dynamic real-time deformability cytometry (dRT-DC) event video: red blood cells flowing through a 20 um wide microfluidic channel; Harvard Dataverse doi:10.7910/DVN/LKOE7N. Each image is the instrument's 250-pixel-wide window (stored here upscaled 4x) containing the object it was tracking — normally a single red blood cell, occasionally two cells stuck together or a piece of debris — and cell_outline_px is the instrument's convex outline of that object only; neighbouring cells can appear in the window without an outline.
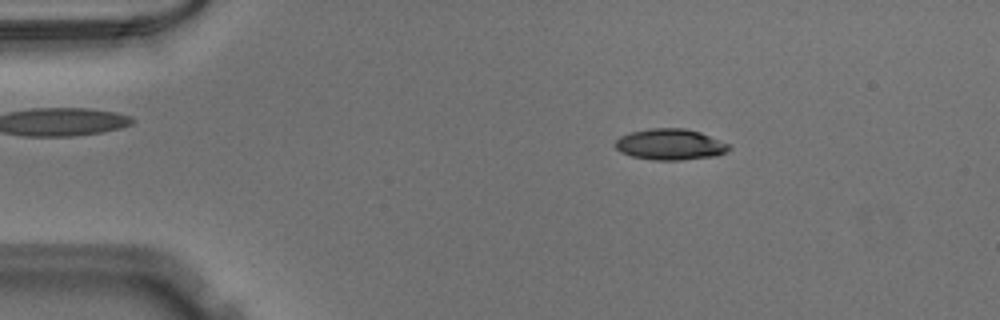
{"species": "Egyptian fruit bat (a non-hibernating species)", "species_latin": "Rousettus aegyptiacus", "temperature_condition": "warm", "stored_images_in_passage": 43, "camera_frame_rate_fps": 3000, "um_per_image_px": 0.085, "animal": {"sex": "male"}, "frame": {"image": 1, "passage_image": 1, "time_ms": 0.0, "image_size_px": [1000, 320], "cell_outline_px": [[732, 148], [728, 152], [716, 156], [680, 160], [652, 160], [632, 156], [620, 152], [612, 144], [620, 136], [632, 132], [648, 128], [684, 128], [700, 132], [732, 144]], "centroid_in_image_um": [57.0, 12.28], "position_along_channel_um": 28.0, "area_um2": 20.92}}
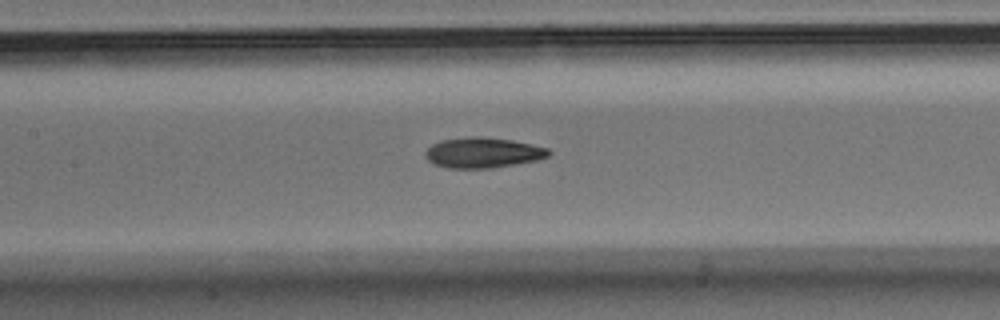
{"frame": {"image": 2, "passage_image": 16, "time_ms": 5.0, "image_size_px": [1000, 320], "cell_outline_px": [[552, 152], [548, 156], [536, 160], [492, 168], [448, 168], [432, 164], [424, 156], [424, 152], [432, 144], [440, 140], [472, 136], [480, 136], [512, 140], [548, 148]], "centroid_in_image_um": [41.0, 12.97], "position_along_channel_um": 166.4, "area_um2": 21.91}}
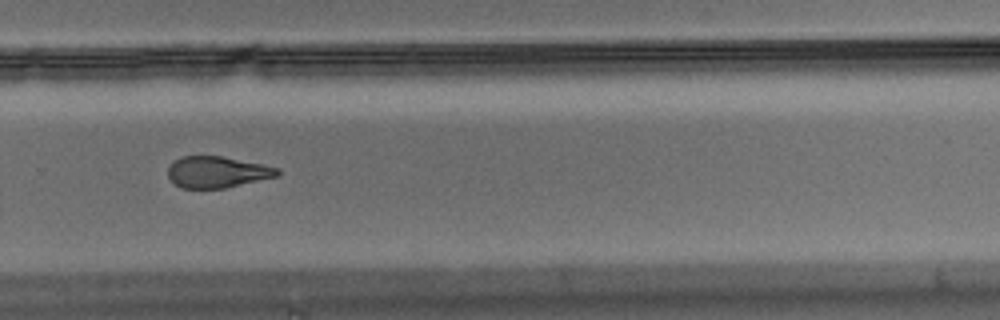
{"frame": {"image": 3, "passage_image": 27, "time_ms": 8.667, "image_size_px": [1000, 320], "cell_outline_px": [[280, 176], [224, 188], [180, 188], [168, 176], [168, 168], [180, 156], [220, 156], [264, 164], [280, 168]], "centroid_in_image_um": [18.51, 14.62], "position_along_channel_um": 311.3, "area_um2": 20.0}}